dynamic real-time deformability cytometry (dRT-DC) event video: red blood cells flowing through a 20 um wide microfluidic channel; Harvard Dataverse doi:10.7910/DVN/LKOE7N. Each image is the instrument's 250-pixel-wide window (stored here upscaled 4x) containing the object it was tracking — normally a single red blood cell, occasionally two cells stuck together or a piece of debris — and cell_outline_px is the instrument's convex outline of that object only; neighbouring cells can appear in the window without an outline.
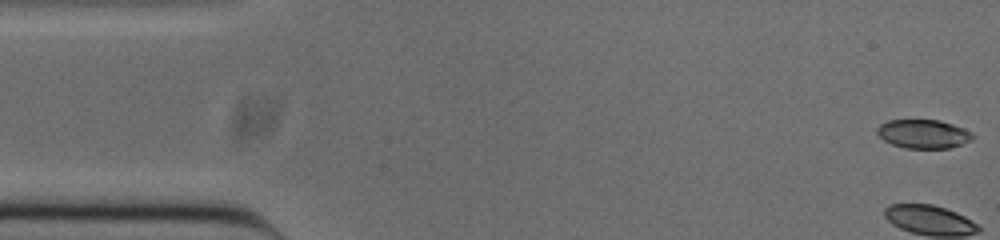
{"species": "common noctule bat (a hibernating species)", "species_latin": "Nyctalus noctula", "temperature_condition": "cold", "stored_images_in_passage": 52, "camera_frame_rate_fps": 3000, "um_per_image_px": 0.085, "animal": {"sex": "male", "body_mass_g": 20.0, "forearm_length_mm": 53.3}, "frame": {"image": 1, "passage_image": 1, "time_ms": 0.0, "image_size_px": [1000, 240], "cell_outline_px": [[972, 140], [948, 148], [904, 148], [892, 144], [884, 140], [876, 132], [876, 128], [880, 124], [888, 120], [940, 120], [964, 128], [972, 132]], "centroid_in_image_um": [78.46, 11.37], "position_along_channel_um": 6.5, "area_um2": 15.95}, "authors_computed_cell_mechanics": {"area_um2": 17.8891, "velocity_mm_per_s": 3.8084, "shape_relaxation_time_tau1_ms": 0.6699, "shape_relaxation_time_tau2_ms": 3.374, "deformation_change_tau1": 0.1947, "deformation_change_tau2": 0.0777}}